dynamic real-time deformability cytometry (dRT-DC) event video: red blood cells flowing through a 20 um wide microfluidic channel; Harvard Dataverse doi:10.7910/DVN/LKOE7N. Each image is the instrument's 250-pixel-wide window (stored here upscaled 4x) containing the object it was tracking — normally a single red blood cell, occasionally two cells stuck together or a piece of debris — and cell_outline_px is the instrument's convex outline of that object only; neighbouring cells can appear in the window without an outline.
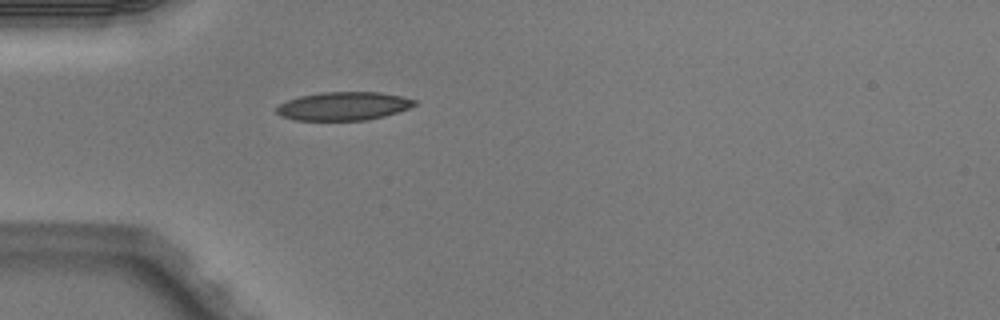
{"species": "Egyptian fruit bat (a non-hibernating species)", "species_latin": "Rousettus aegyptiacus", "temperature_condition": "warm", "stored_images_in_passage": 1, "camera_frame_rate_fps": 3000, "um_per_image_px": 0.085, "animal": {"sex": "male"}, "frame": {"image": 1, "passage_image": 1, "time_ms": 0.0, "image_size_px": [1000, 320], "cell_outline_px": [[416, 104], [408, 108], [384, 116], [368, 120], [292, 120], [280, 116], [276, 112], [276, 108], [280, 104], [288, 100], [300, 96], [320, 92], [380, 92], [400, 96], [416, 100]], "centroid_in_image_um": [29.16, 9.02], "position_along_channel_um": 55.8, "area_um2": 22.77}}